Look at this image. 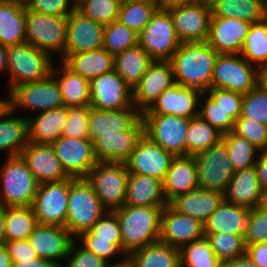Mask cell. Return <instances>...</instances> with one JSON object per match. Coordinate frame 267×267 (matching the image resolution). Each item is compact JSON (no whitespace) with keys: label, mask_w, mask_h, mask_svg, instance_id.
Instances as JSON below:
<instances>
[{"label":"cell","mask_w":267,"mask_h":267,"mask_svg":"<svg viewBox=\"0 0 267 267\" xmlns=\"http://www.w3.org/2000/svg\"><path fill=\"white\" fill-rule=\"evenodd\" d=\"M218 53L205 42H183L172 55L175 84L188 87L201 96L211 88Z\"/></svg>","instance_id":"cell-1"},{"label":"cell","mask_w":267,"mask_h":267,"mask_svg":"<svg viewBox=\"0 0 267 267\" xmlns=\"http://www.w3.org/2000/svg\"><path fill=\"white\" fill-rule=\"evenodd\" d=\"M163 208L123 205L113 211L119 221L126 258L133 251L159 241Z\"/></svg>","instance_id":"cell-2"},{"label":"cell","mask_w":267,"mask_h":267,"mask_svg":"<svg viewBox=\"0 0 267 267\" xmlns=\"http://www.w3.org/2000/svg\"><path fill=\"white\" fill-rule=\"evenodd\" d=\"M106 212L86 178H70L65 227L75 239L89 231Z\"/></svg>","instance_id":"cell-3"},{"label":"cell","mask_w":267,"mask_h":267,"mask_svg":"<svg viewBox=\"0 0 267 267\" xmlns=\"http://www.w3.org/2000/svg\"><path fill=\"white\" fill-rule=\"evenodd\" d=\"M0 205L29 207L33 205L39 183L21 156L7 157L0 170Z\"/></svg>","instance_id":"cell-4"},{"label":"cell","mask_w":267,"mask_h":267,"mask_svg":"<svg viewBox=\"0 0 267 267\" xmlns=\"http://www.w3.org/2000/svg\"><path fill=\"white\" fill-rule=\"evenodd\" d=\"M129 174L124 162H97L88 173L86 180L107 212L124 205Z\"/></svg>","instance_id":"cell-5"},{"label":"cell","mask_w":267,"mask_h":267,"mask_svg":"<svg viewBox=\"0 0 267 267\" xmlns=\"http://www.w3.org/2000/svg\"><path fill=\"white\" fill-rule=\"evenodd\" d=\"M9 92L16 86L42 80L52 73V55L28 43L7 47Z\"/></svg>","instance_id":"cell-6"},{"label":"cell","mask_w":267,"mask_h":267,"mask_svg":"<svg viewBox=\"0 0 267 267\" xmlns=\"http://www.w3.org/2000/svg\"><path fill=\"white\" fill-rule=\"evenodd\" d=\"M138 44L154 61H170L181 41L176 35L170 12L159 7L138 35Z\"/></svg>","instance_id":"cell-7"},{"label":"cell","mask_w":267,"mask_h":267,"mask_svg":"<svg viewBox=\"0 0 267 267\" xmlns=\"http://www.w3.org/2000/svg\"><path fill=\"white\" fill-rule=\"evenodd\" d=\"M26 43L51 54H64L67 40V17L39 13L26 8Z\"/></svg>","instance_id":"cell-8"},{"label":"cell","mask_w":267,"mask_h":267,"mask_svg":"<svg viewBox=\"0 0 267 267\" xmlns=\"http://www.w3.org/2000/svg\"><path fill=\"white\" fill-rule=\"evenodd\" d=\"M144 135L174 157L187 156L186 135L190 119L174 115L141 114Z\"/></svg>","instance_id":"cell-9"},{"label":"cell","mask_w":267,"mask_h":267,"mask_svg":"<svg viewBox=\"0 0 267 267\" xmlns=\"http://www.w3.org/2000/svg\"><path fill=\"white\" fill-rule=\"evenodd\" d=\"M239 54H218L212 73L211 88L234 91L242 95L258 84V70Z\"/></svg>","instance_id":"cell-10"},{"label":"cell","mask_w":267,"mask_h":267,"mask_svg":"<svg viewBox=\"0 0 267 267\" xmlns=\"http://www.w3.org/2000/svg\"><path fill=\"white\" fill-rule=\"evenodd\" d=\"M193 157L197 167L198 187L224 194L235 174L225 144L220 141Z\"/></svg>","instance_id":"cell-11"},{"label":"cell","mask_w":267,"mask_h":267,"mask_svg":"<svg viewBox=\"0 0 267 267\" xmlns=\"http://www.w3.org/2000/svg\"><path fill=\"white\" fill-rule=\"evenodd\" d=\"M8 93L6 104L13 111L21 107L42 112L65 106L59 85L52 74L36 82L18 85Z\"/></svg>","instance_id":"cell-12"},{"label":"cell","mask_w":267,"mask_h":267,"mask_svg":"<svg viewBox=\"0 0 267 267\" xmlns=\"http://www.w3.org/2000/svg\"><path fill=\"white\" fill-rule=\"evenodd\" d=\"M69 187L70 177L39 184L32 205L39 225L65 227Z\"/></svg>","instance_id":"cell-13"},{"label":"cell","mask_w":267,"mask_h":267,"mask_svg":"<svg viewBox=\"0 0 267 267\" xmlns=\"http://www.w3.org/2000/svg\"><path fill=\"white\" fill-rule=\"evenodd\" d=\"M173 21L175 32L181 43L205 42L209 34L211 8L208 0L194 4L166 8Z\"/></svg>","instance_id":"cell-14"},{"label":"cell","mask_w":267,"mask_h":267,"mask_svg":"<svg viewBox=\"0 0 267 267\" xmlns=\"http://www.w3.org/2000/svg\"><path fill=\"white\" fill-rule=\"evenodd\" d=\"M54 153L70 178H86L97 164L93 142L89 138L61 136L52 144Z\"/></svg>","instance_id":"cell-15"},{"label":"cell","mask_w":267,"mask_h":267,"mask_svg":"<svg viewBox=\"0 0 267 267\" xmlns=\"http://www.w3.org/2000/svg\"><path fill=\"white\" fill-rule=\"evenodd\" d=\"M133 106V89L115 71L90 81V107L98 110H122Z\"/></svg>","instance_id":"cell-16"},{"label":"cell","mask_w":267,"mask_h":267,"mask_svg":"<svg viewBox=\"0 0 267 267\" xmlns=\"http://www.w3.org/2000/svg\"><path fill=\"white\" fill-rule=\"evenodd\" d=\"M175 84L170 61H153L133 88V105L140 113L148 110L166 89Z\"/></svg>","instance_id":"cell-17"},{"label":"cell","mask_w":267,"mask_h":267,"mask_svg":"<svg viewBox=\"0 0 267 267\" xmlns=\"http://www.w3.org/2000/svg\"><path fill=\"white\" fill-rule=\"evenodd\" d=\"M173 158L171 153L143 134L125 163L129 173L146 175L163 182Z\"/></svg>","instance_id":"cell-18"},{"label":"cell","mask_w":267,"mask_h":267,"mask_svg":"<svg viewBox=\"0 0 267 267\" xmlns=\"http://www.w3.org/2000/svg\"><path fill=\"white\" fill-rule=\"evenodd\" d=\"M104 25L77 8L67 17V40L63 55H73L102 48Z\"/></svg>","instance_id":"cell-19"},{"label":"cell","mask_w":267,"mask_h":267,"mask_svg":"<svg viewBox=\"0 0 267 267\" xmlns=\"http://www.w3.org/2000/svg\"><path fill=\"white\" fill-rule=\"evenodd\" d=\"M251 23L237 18L211 17L207 43L218 54H240Z\"/></svg>","instance_id":"cell-20"},{"label":"cell","mask_w":267,"mask_h":267,"mask_svg":"<svg viewBox=\"0 0 267 267\" xmlns=\"http://www.w3.org/2000/svg\"><path fill=\"white\" fill-rule=\"evenodd\" d=\"M143 134L144 123L140 117L128 130L101 135L93 142L97 161L125 163Z\"/></svg>","instance_id":"cell-21"},{"label":"cell","mask_w":267,"mask_h":267,"mask_svg":"<svg viewBox=\"0 0 267 267\" xmlns=\"http://www.w3.org/2000/svg\"><path fill=\"white\" fill-rule=\"evenodd\" d=\"M204 236V224L200 221L177 212L169 204L163 208L160 242L180 249Z\"/></svg>","instance_id":"cell-22"},{"label":"cell","mask_w":267,"mask_h":267,"mask_svg":"<svg viewBox=\"0 0 267 267\" xmlns=\"http://www.w3.org/2000/svg\"><path fill=\"white\" fill-rule=\"evenodd\" d=\"M73 238L66 227L38 225L27 240L39 258L62 267L58 260L68 257Z\"/></svg>","instance_id":"cell-23"},{"label":"cell","mask_w":267,"mask_h":267,"mask_svg":"<svg viewBox=\"0 0 267 267\" xmlns=\"http://www.w3.org/2000/svg\"><path fill=\"white\" fill-rule=\"evenodd\" d=\"M199 98H201L199 93L190 90L188 87L174 84L159 95L152 106L141 114H171L191 119L199 116V110H197Z\"/></svg>","instance_id":"cell-24"},{"label":"cell","mask_w":267,"mask_h":267,"mask_svg":"<svg viewBox=\"0 0 267 267\" xmlns=\"http://www.w3.org/2000/svg\"><path fill=\"white\" fill-rule=\"evenodd\" d=\"M20 156L39 184L69 178L56 157L52 145L28 142Z\"/></svg>","instance_id":"cell-25"},{"label":"cell","mask_w":267,"mask_h":267,"mask_svg":"<svg viewBox=\"0 0 267 267\" xmlns=\"http://www.w3.org/2000/svg\"><path fill=\"white\" fill-rule=\"evenodd\" d=\"M135 106L122 110H98L90 107L89 139L94 142L101 135L117 134L128 130L140 117Z\"/></svg>","instance_id":"cell-26"},{"label":"cell","mask_w":267,"mask_h":267,"mask_svg":"<svg viewBox=\"0 0 267 267\" xmlns=\"http://www.w3.org/2000/svg\"><path fill=\"white\" fill-rule=\"evenodd\" d=\"M162 184L163 193L168 203L178 195L198 189V175L194 157H174Z\"/></svg>","instance_id":"cell-27"},{"label":"cell","mask_w":267,"mask_h":267,"mask_svg":"<svg viewBox=\"0 0 267 267\" xmlns=\"http://www.w3.org/2000/svg\"><path fill=\"white\" fill-rule=\"evenodd\" d=\"M223 200V194L218 191L198 188L176 196L168 204L177 212L205 224Z\"/></svg>","instance_id":"cell-28"},{"label":"cell","mask_w":267,"mask_h":267,"mask_svg":"<svg viewBox=\"0 0 267 267\" xmlns=\"http://www.w3.org/2000/svg\"><path fill=\"white\" fill-rule=\"evenodd\" d=\"M263 190L254 166L235 171L223 194L224 200L249 209L258 207Z\"/></svg>","instance_id":"cell-29"},{"label":"cell","mask_w":267,"mask_h":267,"mask_svg":"<svg viewBox=\"0 0 267 267\" xmlns=\"http://www.w3.org/2000/svg\"><path fill=\"white\" fill-rule=\"evenodd\" d=\"M249 226V208L225 200L204 224V233H231L244 236Z\"/></svg>","instance_id":"cell-30"},{"label":"cell","mask_w":267,"mask_h":267,"mask_svg":"<svg viewBox=\"0 0 267 267\" xmlns=\"http://www.w3.org/2000/svg\"><path fill=\"white\" fill-rule=\"evenodd\" d=\"M124 205L167 206L168 202L163 193L162 181L146 175L130 173Z\"/></svg>","instance_id":"cell-31"},{"label":"cell","mask_w":267,"mask_h":267,"mask_svg":"<svg viewBox=\"0 0 267 267\" xmlns=\"http://www.w3.org/2000/svg\"><path fill=\"white\" fill-rule=\"evenodd\" d=\"M26 4L18 0H0V44L14 46L26 43Z\"/></svg>","instance_id":"cell-32"},{"label":"cell","mask_w":267,"mask_h":267,"mask_svg":"<svg viewBox=\"0 0 267 267\" xmlns=\"http://www.w3.org/2000/svg\"><path fill=\"white\" fill-rule=\"evenodd\" d=\"M67 117V107L42 111L35 118H28V142L51 145L62 136Z\"/></svg>","instance_id":"cell-33"},{"label":"cell","mask_w":267,"mask_h":267,"mask_svg":"<svg viewBox=\"0 0 267 267\" xmlns=\"http://www.w3.org/2000/svg\"><path fill=\"white\" fill-rule=\"evenodd\" d=\"M62 62L88 81L114 70V55L103 47L73 55H62Z\"/></svg>","instance_id":"cell-34"},{"label":"cell","mask_w":267,"mask_h":267,"mask_svg":"<svg viewBox=\"0 0 267 267\" xmlns=\"http://www.w3.org/2000/svg\"><path fill=\"white\" fill-rule=\"evenodd\" d=\"M13 110L6 104L0 111V151L8 157L20 156L28 144V117H13Z\"/></svg>","instance_id":"cell-35"},{"label":"cell","mask_w":267,"mask_h":267,"mask_svg":"<svg viewBox=\"0 0 267 267\" xmlns=\"http://www.w3.org/2000/svg\"><path fill=\"white\" fill-rule=\"evenodd\" d=\"M211 17L237 18L249 23L267 17V0H208Z\"/></svg>","instance_id":"cell-36"},{"label":"cell","mask_w":267,"mask_h":267,"mask_svg":"<svg viewBox=\"0 0 267 267\" xmlns=\"http://www.w3.org/2000/svg\"><path fill=\"white\" fill-rule=\"evenodd\" d=\"M61 63L62 67L59 70L53 66L51 74L54 77L57 74L60 76L55 79L65 107L90 106V81L74 73L63 62Z\"/></svg>","instance_id":"cell-37"},{"label":"cell","mask_w":267,"mask_h":267,"mask_svg":"<svg viewBox=\"0 0 267 267\" xmlns=\"http://www.w3.org/2000/svg\"><path fill=\"white\" fill-rule=\"evenodd\" d=\"M153 61L138 44L114 55V70L133 89Z\"/></svg>","instance_id":"cell-38"},{"label":"cell","mask_w":267,"mask_h":267,"mask_svg":"<svg viewBox=\"0 0 267 267\" xmlns=\"http://www.w3.org/2000/svg\"><path fill=\"white\" fill-rule=\"evenodd\" d=\"M135 267H180L179 249L160 241L130 253Z\"/></svg>","instance_id":"cell-39"},{"label":"cell","mask_w":267,"mask_h":267,"mask_svg":"<svg viewBox=\"0 0 267 267\" xmlns=\"http://www.w3.org/2000/svg\"><path fill=\"white\" fill-rule=\"evenodd\" d=\"M5 240L27 239L39 225L32 206L4 207Z\"/></svg>","instance_id":"cell-40"},{"label":"cell","mask_w":267,"mask_h":267,"mask_svg":"<svg viewBox=\"0 0 267 267\" xmlns=\"http://www.w3.org/2000/svg\"><path fill=\"white\" fill-rule=\"evenodd\" d=\"M223 134L200 116L190 119L186 135L187 156H194L222 140Z\"/></svg>","instance_id":"cell-41"},{"label":"cell","mask_w":267,"mask_h":267,"mask_svg":"<svg viewBox=\"0 0 267 267\" xmlns=\"http://www.w3.org/2000/svg\"><path fill=\"white\" fill-rule=\"evenodd\" d=\"M159 7L145 0H122L117 20L139 35Z\"/></svg>","instance_id":"cell-42"},{"label":"cell","mask_w":267,"mask_h":267,"mask_svg":"<svg viewBox=\"0 0 267 267\" xmlns=\"http://www.w3.org/2000/svg\"><path fill=\"white\" fill-rule=\"evenodd\" d=\"M240 55L258 69L267 63V17L251 24Z\"/></svg>","instance_id":"cell-43"},{"label":"cell","mask_w":267,"mask_h":267,"mask_svg":"<svg viewBox=\"0 0 267 267\" xmlns=\"http://www.w3.org/2000/svg\"><path fill=\"white\" fill-rule=\"evenodd\" d=\"M179 253L180 267H221L222 265L206 236L182 246Z\"/></svg>","instance_id":"cell-44"},{"label":"cell","mask_w":267,"mask_h":267,"mask_svg":"<svg viewBox=\"0 0 267 267\" xmlns=\"http://www.w3.org/2000/svg\"><path fill=\"white\" fill-rule=\"evenodd\" d=\"M226 148L228 158L235 171L254 166L256 163V152L258 149L244 137L235 134L233 131L223 134L221 140Z\"/></svg>","instance_id":"cell-45"},{"label":"cell","mask_w":267,"mask_h":267,"mask_svg":"<svg viewBox=\"0 0 267 267\" xmlns=\"http://www.w3.org/2000/svg\"><path fill=\"white\" fill-rule=\"evenodd\" d=\"M138 45V34L118 20L104 25L103 48L116 55Z\"/></svg>","instance_id":"cell-46"},{"label":"cell","mask_w":267,"mask_h":267,"mask_svg":"<svg viewBox=\"0 0 267 267\" xmlns=\"http://www.w3.org/2000/svg\"><path fill=\"white\" fill-rule=\"evenodd\" d=\"M210 246L221 262L246 254L244 236L231 233H204Z\"/></svg>","instance_id":"cell-47"},{"label":"cell","mask_w":267,"mask_h":267,"mask_svg":"<svg viewBox=\"0 0 267 267\" xmlns=\"http://www.w3.org/2000/svg\"><path fill=\"white\" fill-rule=\"evenodd\" d=\"M122 0H80L76 8L88 18L107 25L118 18Z\"/></svg>","instance_id":"cell-48"},{"label":"cell","mask_w":267,"mask_h":267,"mask_svg":"<svg viewBox=\"0 0 267 267\" xmlns=\"http://www.w3.org/2000/svg\"><path fill=\"white\" fill-rule=\"evenodd\" d=\"M206 97L204 96V104L199 102V116L222 134L233 131L235 119L209 95Z\"/></svg>","instance_id":"cell-49"},{"label":"cell","mask_w":267,"mask_h":267,"mask_svg":"<svg viewBox=\"0 0 267 267\" xmlns=\"http://www.w3.org/2000/svg\"><path fill=\"white\" fill-rule=\"evenodd\" d=\"M241 116L267 126V90L259 83L243 95Z\"/></svg>","instance_id":"cell-50"},{"label":"cell","mask_w":267,"mask_h":267,"mask_svg":"<svg viewBox=\"0 0 267 267\" xmlns=\"http://www.w3.org/2000/svg\"><path fill=\"white\" fill-rule=\"evenodd\" d=\"M90 106L67 107V117L62 136L68 138H89L88 123Z\"/></svg>","instance_id":"cell-51"},{"label":"cell","mask_w":267,"mask_h":267,"mask_svg":"<svg viewBox=\"0 0 267 267\" xmlns=\"http://www.w3.org/2000/svg\"><path fill=\"white\" fill-rule=\"evenodd\" d=\"M233 132L244 137L259 151L267 149V126L264 124L240 115L235 120Z\"/></svg>","instance_id":"cell-52"},{"label":"cell","mask_w":267,"mask_h":267,"mask_svg":"<svg viewBox=\"0 0 267 267\" xmlns=\"http://www.w3.org/2000/svg\"><path fill=\"white\" fill-rule=\"evenodd\" d=\"M96 239L112 240L122 252V237L119 221L113 212H106L90 229Z\"/></svg>","instance_id":"cell-53"},{"label":"cell","mask_w":267,"mask_h":267,"mask_svg":"<svg viewBox=\"0 0 267 267\" xmlns=\"http://www.w3.org/2000/svg\"><path fill=\"white\" fill-rule=\"evenodd\" d=\"M245 245L267 243V213L259 207L249 209V226L244 235Z\"/></svg>","instance_id":"cell-54"},{"label":"cell","mask_w":267,"mask_h":267,"mask_svg":"<svg viewBox=\"0 0 267 267\" xmlns=\"http://www.w3.org/2000/svg\"><path fill=\"white\" fill-rule=\"evenodd\" d=\"M25 4L28 10L59 17H68L76 9L71 0H28Z\"/></svg>","instance_id":"cell-55"},{"label":"cell","mask_w":267,"mask_h":267,"mask_svg":"<svg viewBox=\"0 0 267 267\" xmlns=\"http://www.w3.org/2000/svg\"><path fill=\"white\" fill-rule=\"evenodd\" d=\"M78 238L81 239L80 241L84 248L93 252L107 263L108 259L114 254L118 253L119 255L121 253L123 255V252L112 243V240L96 239V235L90 230L83 232Z\"/></svg>","instance_id":"cell-56"},{"label":"cell","mask_w":267,"mask_h":267,"mask_svg":"<svg viewBox=\"0 0 267 267\" xmlns=\"http://www.w3.org/2000/svg\"><path fill=\"white\" fill-rule=\"evenodd\" d=\"M75 244L76 242L73 241L70 246L68 256L72 255V257H69V261L66 262L68 264L65 267H110L112 265L93 252L88 251L82 245L77 250Z\"/></svg>","instance_id":"cell-57"},{"label":"cell","mask_w":267,"mask_h":267,"mask_svg":"<svg viewBox=\"0 0 267 267\" xmlns=\"http://www.w3.org/2000/svg\"><path fill=\"white\" fill-rule=\"evenodd\" d=\"M207 95L217 104L224 107L235 120L241 115L242 94L224 89L210 88Z\"/></svg>","instance_id":"cell-58"},{"label":"cell","mask_w":267,"mask_h":267,"mask_svg":"<svg viewBox=\"0 0 267 267\" xmlns=\"http://www.w3.org/2000/svg\"><path fill=\"white\" fill-rule=\"evenodd\" d=\"M4 246L11 257L12 262L38 258L27 239L5 241Z\"/></svg>","instance_id":"cell-59"},{"label":"cell","mask_w":267,"mask_h":267,"mask_svg":"<svg viewBox=\"0 0 267 267\" xmlns=\"http://www.w3.org/2000/svg\"><path fill=\"white\" fill-rule=\"evenodd\" d=\"M246 255L259 267H267V243L249 244Z\"/></svg>","instance_id":"cell-60"},{"label":"cell","mask_w":267,"mask_h":267,"mask_svg":"<svg viewBox=\"0 0 267 267\" xmlns=\"http://www.w3.org/2000/svg\"><path fill=\"white\" fill-rule=\"evenodd\" d=\"M260 156V157H259ZM254 165L261 189L267 190V149L262 150Z\"/></svg>","instance_id":"cell-61"},{"label":"cell","mask_w":267,"mask_h":267,"mask_svg":"<svg viewBox=\"0 0 267 267\" xmlns=\"http://www.w3.org/2000/svg\"><path fill=\"white\" fill-rule=\"evenodd\" d=\"M12 267H59L55 263L41 258L18 260L12 262Z\"/></svg>","instance_id":"cell-62"},{"label":"cell","mask_w":267,"mask_h":267,"mask_svg":"<svg viewBox=\"0 0 267 267\" xmlns=\"http://www.w3.org/2000/svg\"><path fill=\"white\" fill-rule=\"evenodd\" d=\"M221 267H259L253 263L250 258L244 254L233 260L222 262Z\"/></svg>","instance_id":"cell-63"},{"label":"cell","mask_w":267,"mask_h":267,"mask_svg":"<svg viewBox=\"0 0 267 267\" xmlns=\"http://www.w3.org/2000/svg\"><path fill=\"white\" fill-rule=\"evenodd\" d=\"M202 0H161L160 7L169 8L177 5L194 4Z\"/></svg>","instance_id":"cell-64"},{"label":"cell","mask_w":267,"mask_h":267,"mask_svg":"<svg viewBox=\"0 0 267 267\" xmlns=\"http://www.w3.org/2000/svg\"><path fill=\"white\" fill-rule=\"evenodd\" d=\"M0 267H12L11 257L4 244L0 245Z\"/></svg>","instance_id":"cell-65"},{"label":"cell","mask_w":267,"mask_h":267,"mask_svg":"<svg viewBox=\"0 0 267 267\" xmlns=\"http://www.w3.org/2000/svg\"><path fill=\"white\" fill-rule=\"evenodd\" d=\"M258 83L267 90V63L258 69Z\"/></svg>","instance_id":"cell-66"},{"label":"cell","mask_w":267,"mask_h":267,"mask_svg":"<svg viewBox=\"0 0 267 267\" xmlns=\"http://www.w3.org/2000/svg\"><path fill=\"white\" fill-rule=\"evenodd\" d=\"M0 71H8L7 67V47L0 44Z\"/></svg>","instance_id":"cell-67"},{"label":"cell","mask_w":267,"mask_h":267,"mask_svg":"<svg viewBox=\"0 0 267 267\" xmlns=\"http://www.w3.org/2000/svg\"><path fill=\"white\" fill-rule=\"evenodd\" d=\"M4 207L0 205V245L5 243Z\"/></svg>","instance_id":"cell-68"},{"label":"cell","mask_w":267,"mask_h":267,"mask_svg":"<svg viewBox=\"0 0 267 267\" xmlns=\"http://www.w3.org/2000/svg\"><path fill=\"white\" fill-rule=\"evenodd\" d=\"M262 211L267 213V190L261 194L260 204L258 206Z\"/></svg>","instance_id":"cell-69"},{"label":"cell","mask_w":267,"mask_h":267,"mask_svg":"<svg viewBox=\"0 0 267 267\" xmlns=\"http://www.w3.org/2000/svg\"><path fill=\"white\" fill-rule=\"evenodd\" d=\"M110 267H135L133 263L128 259L124 258L120 262H117L116 264L111 265Z\"/></svg>","instance_id":"cell-70"},{"label":"cell","mask_w":267,"mask_h":267,"mask_svg":"<svg viewBox=\"0 0 267 267\" xmlns=\"http://www.w3.org/2000/svg\"><path fill=\"white\" fill-rule=\"evenodd\" d=\"M6 105V100L0 99V111Z\"/></svg>","instance_id":"cell-71"},{"label":"cell","mask_w":267,"mask_h":267,"mask_svg":"<svg viewBox=\"0 0 267 267\" xmlns=\"http://www.w3.org/2000/svg\"><path fill=\"white\" fill-rule=\"evenodd\" d=\"M145 1L154 2V3H157L160 6V1L161 0H145Z\"/></svg>","instance_id":"cell-72"},{"label":"cell","mask_w":267,"mask_h":267,"mask_svg":"<svg viewBox=\"0 0 267 267\" xmlns=\"http://www.w3.org/2000/svg\"><path fill=\"white\" fill-rule=\"evenodd\" d=\"M18 1L25 4L28 0H18Z\"/></svg>","instance_id":"cell-73"}]
</instances>
